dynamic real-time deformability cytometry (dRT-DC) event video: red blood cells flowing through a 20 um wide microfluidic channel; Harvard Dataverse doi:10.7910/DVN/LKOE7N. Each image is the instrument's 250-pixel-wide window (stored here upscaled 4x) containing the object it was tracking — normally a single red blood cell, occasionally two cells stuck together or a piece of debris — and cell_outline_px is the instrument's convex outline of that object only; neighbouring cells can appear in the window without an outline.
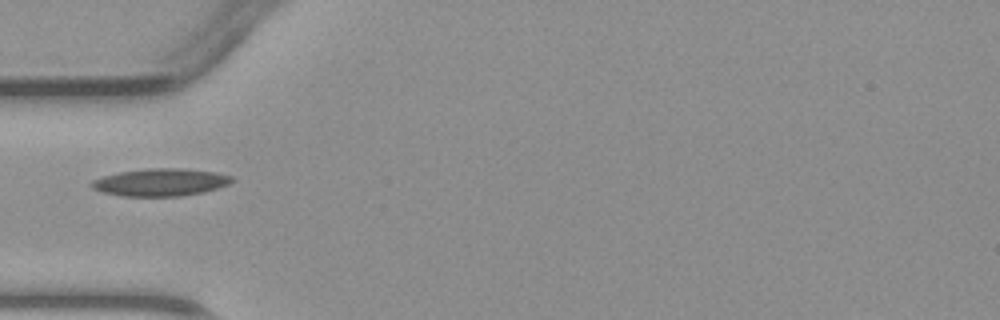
{"species": "common noctule bat (a hibernating species)", "species_latin": "Nyctalus noctula", "temperature_condition": "warm", "stored_images_in_passage": 5, "camera_frame_rate_fps": 3000, "um_per_image_px": 0.085, "animal": {"sex": "male", "body_mass_g": 23.1, "forearm_length_mm": 52.7}, "frame": {"image": 1, "passage_image": 4, "time_ms": 3.667, "image_size_px": [1000, 320], "cell_outline_px": [[236, 180], [228, 184], [204, 192], [180, 196], [124, 196], [104, 192], [92, 188], [88, 184], [92, 180], [104, 176], [120, 172], [148, 168], [184, 168], [216, 172], [232, 176]], "centroid_in_image_um": [13.66, 15.48], "position_along_channel_um": 71.3, "area_um2": 22.48}}
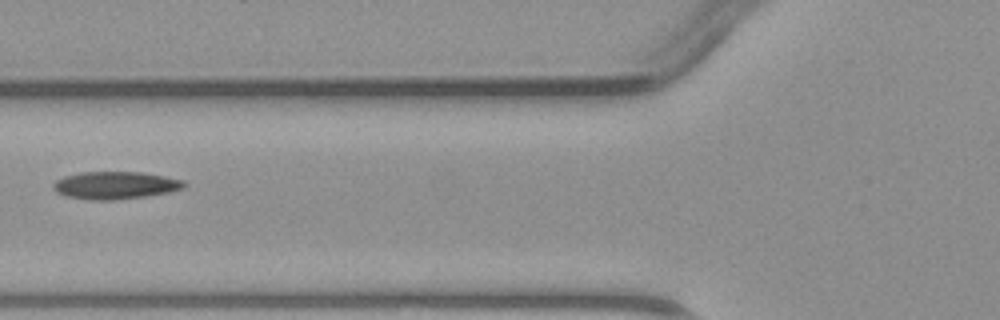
{"frame": {"image": 2, "passage_image": 5, "time_ms": 4.667, "image_size_px": [1000, 320], "cell_outline_px": [[188, 184], [184, 188], [168, 192], [144, 196], [112, 200], [92, 200], [64, 196], [56, 192], [52, 188], [52, 184], [56, 180], [64, 176], [80, 172], [140, 172], [164, 176], [184, 180]], "centroid_in_image_um": [9.77, 15.74], "position_along_channel_um": 116.0, "area_um2": 21.04}}